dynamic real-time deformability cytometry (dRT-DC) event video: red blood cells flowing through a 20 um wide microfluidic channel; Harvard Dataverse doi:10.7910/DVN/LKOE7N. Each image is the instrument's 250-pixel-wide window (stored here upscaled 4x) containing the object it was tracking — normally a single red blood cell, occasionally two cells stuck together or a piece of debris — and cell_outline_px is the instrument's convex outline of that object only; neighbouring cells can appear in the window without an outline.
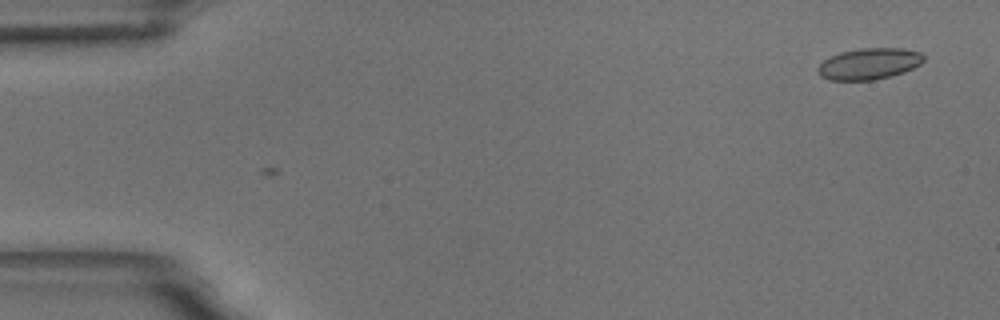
{"species": "common noctule bat (a hibernating species)", "species_latin": "Nyctalus noctula", "temperature_condition": "room temperature", "stored_images_in_passage": 2, "camera_frame_rate_fps": 3000, "um_per_image_px": 0.085, "animal": {"sex": "male", "body_mass_g": 18.8}, "frame": {"image": 1, "passage_image": 1, "time_ms": 0.0, "image_size_px": [1000, 320], "cell_outline_px": [[924, 60], [920, 64], [904, 72], [872, 80], [828, 80], [820, 76], [816, 72], [816, 68], [824, 60], [840, 52], [860, 48], [904, 48], [920, 52], [924, 56]], "centroid_in_image_um": [73.85, 5.42], "position_along_channel_um": 11.2, "area_um2": 19.31}}